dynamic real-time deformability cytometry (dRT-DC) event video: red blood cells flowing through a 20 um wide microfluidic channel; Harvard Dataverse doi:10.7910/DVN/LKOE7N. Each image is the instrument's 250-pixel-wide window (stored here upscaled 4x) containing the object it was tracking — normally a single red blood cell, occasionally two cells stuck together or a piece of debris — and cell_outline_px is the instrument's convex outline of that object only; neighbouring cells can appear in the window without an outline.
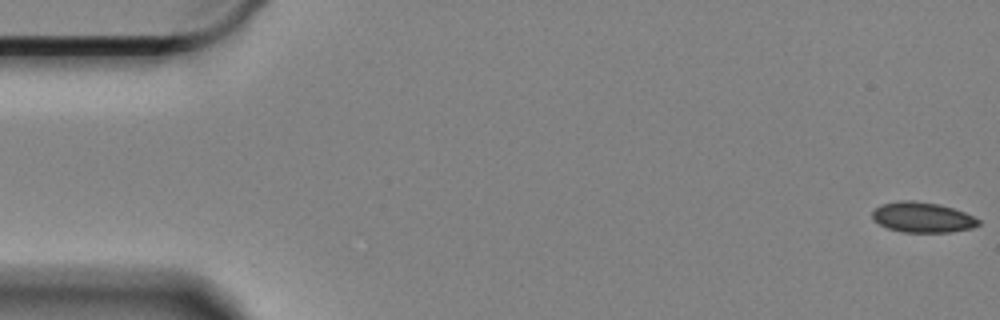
{"species": "Egyptian fruit bat (a non-hibernating species)", "species_latin": "Rousettus aegyptiacus", "temperature_condition": "cold", "stored_images_in_passage": 60, "camera_frame_rate_fps": 3000, "um_per_image_px": 0.085, "animal": {"sex": "female"}, "frame": {"image": 1, "passage_image": 1, "time_ms": 0.0, "image_size_px": [1000, 320], "cell_outline_px": [[980, 224], [972, 228], [948, 232], [904, 232], [888, 228], [880, 224], [872, 216], [872, 212], [880, 204], [900, 200], [916, 200], [940, 204], [964, 212], [980, 220]], "centroid_in_image_um": [78.41, 18.46], "position_along_channel_um": 6.6, "area_um2": 18.67}}
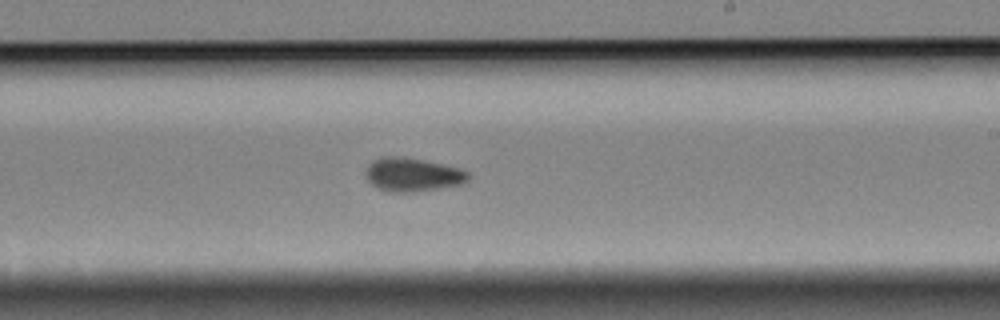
{"frame": {"image": 2, "passage_image": 35, "time_ms": 11.333, "image_size_px": [1000, 320], "cell_outline_px": [[468, 180], [464, 184], [412, 192], [388, 192], [376, 188], [368, 180], [368, 164], [372, 160], [380, 156], [396, 156], [424, 160], [460, 168], [468, 172]], "centroid_in_image_um": [35.07, 14.84], "position_along_channel_um": 253.9, "area_um2": 20.0}}
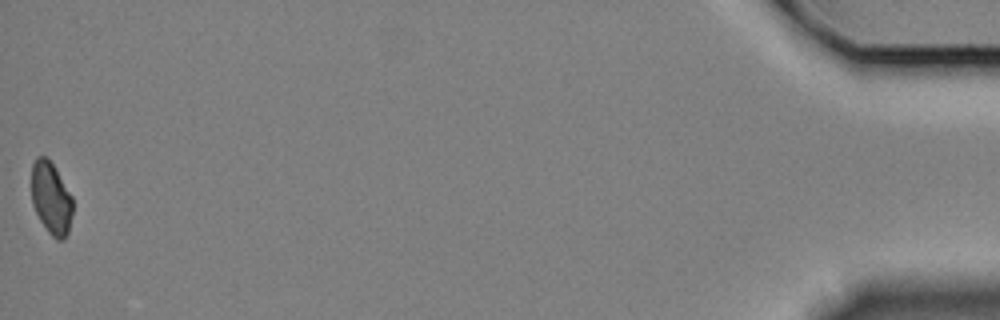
{"frame": {"image": 3, "passage_image": 60, "time_ms": 19.667, "image_size_px": [1000, 320], "cell_outline_px": [[72, 212], [68, 232], [64, 240], [56, 240], [48, 232], [40, 220], [32, 204], [32, 164], [36, 156], [44, 156], [56, 168], [72, 196]], "centroid_in_image_um": [4.34, 16.85], "position_along_channel_um": 430.9, "area_um2": 17.34}, "authors_computed_cell_mechanics": {"area_um2": 18.785, "velocity_mm_per_s": 3.3065, "shape_relaxation_time_tau1_ms": 4.5139, "shape_relaxation_time_tau2_ms": 8.1728, "deformation_change_tau1": 0.078, "deformation_change_tau2": 0.0793}}